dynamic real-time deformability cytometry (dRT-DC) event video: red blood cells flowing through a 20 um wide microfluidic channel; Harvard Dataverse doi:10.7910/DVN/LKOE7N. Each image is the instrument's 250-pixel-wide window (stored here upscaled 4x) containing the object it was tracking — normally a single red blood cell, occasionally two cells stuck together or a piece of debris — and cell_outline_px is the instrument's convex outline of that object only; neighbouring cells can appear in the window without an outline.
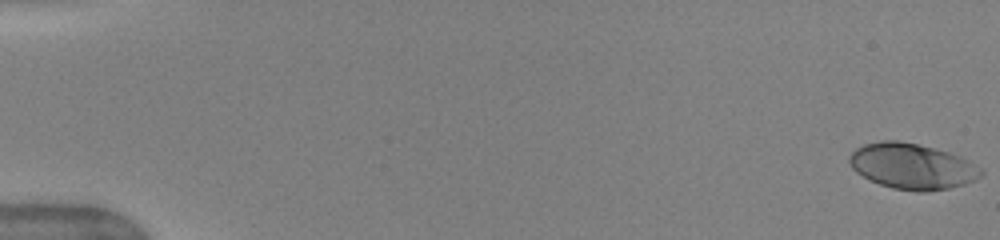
{"species": "human", "species_latin": "Homo sapiens", "temperature_condition": "warm", "stored_images_in_passage": 51, "camera_frame_rate_fps": 3000, "um_per_image_px": 0.085, "donor": {"sex": "female"}, "frame": {"image": 1, "passage_image": 1, "time_ms": 0.0, "image_size_px": [1000, 240], "cell_outline_px": [[984, 172], [976, 180], [964, 184], [948, 188], [924, 192], [916, 192], [892, 188], [880, 184], [856, 172], [852, 168], [848, 160], [848, 156], [856, 148], [864, 144], [880, 140], [900, 140], [948, 152], [960, 156], [968, 160], [980, 168]], "centroid_in_image_um": [77.52, 14.13], "position_along_channel_um": 7.5, "area_um2": 34.97}}
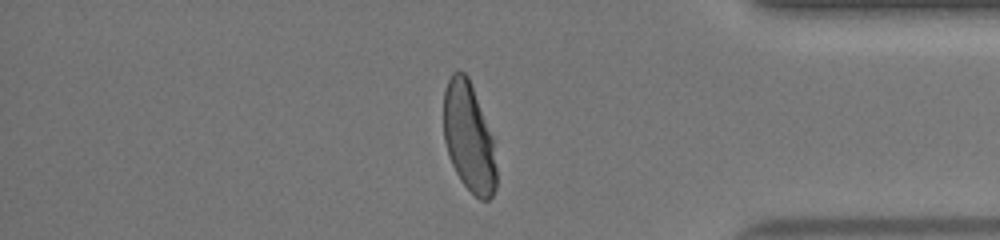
{"frame": {"image": 2, "passage_image": 44, "time_ms": 14.333, "image_size_px": [1000, 240], "cell_outline_px": [[496, 188], [492, 196], [488, 200], [480, 200], [460, 180], [452, 164], [444, 140], [444, 88], [452, 72], [464, 72], [468, 76], [492, 140], [496, 168]], "centroid_in_image_um": [39.83, 11.69], "position_along_channel_um": 395.4, "area_um2": 32.83}}
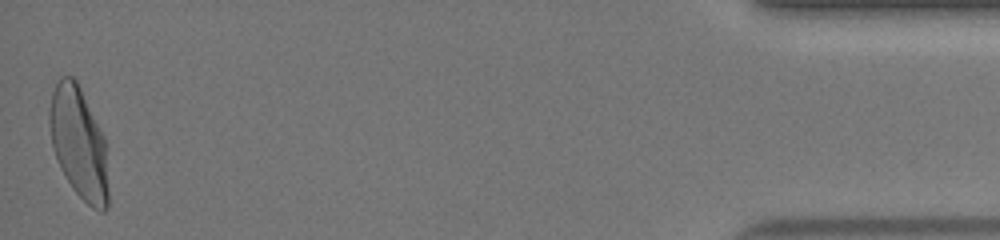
{"frame": {"image": 3, "passage_image": 51, "time_ms": 16.667, "image_size_px": [1000, 240], "cell_outline_px": [[108, 208], [104, 212], [100, 212], [92, 208], [72, 188], [60, 168], [52, 144], [48, 124], [48, 108], [52, 92], [60, 76], [72, 76], [76, 80], [104, 136], [108, 192]], "centroid_in_image_um": [6.68, 12.16], "position_along_channel_um": 428.5, "area_um2": 38.09}, "authors_computed_cell_mechanics": {"area_um2": 34.68, "velocity_mm_per_s": 4.0287, "shape_relaxation_time_tau1_ms": 3.3948, "shape_relaxation_time_tau2_ms": null, "deformation_change_tau1": 0.1792, "deformation_change_tau2": null}}